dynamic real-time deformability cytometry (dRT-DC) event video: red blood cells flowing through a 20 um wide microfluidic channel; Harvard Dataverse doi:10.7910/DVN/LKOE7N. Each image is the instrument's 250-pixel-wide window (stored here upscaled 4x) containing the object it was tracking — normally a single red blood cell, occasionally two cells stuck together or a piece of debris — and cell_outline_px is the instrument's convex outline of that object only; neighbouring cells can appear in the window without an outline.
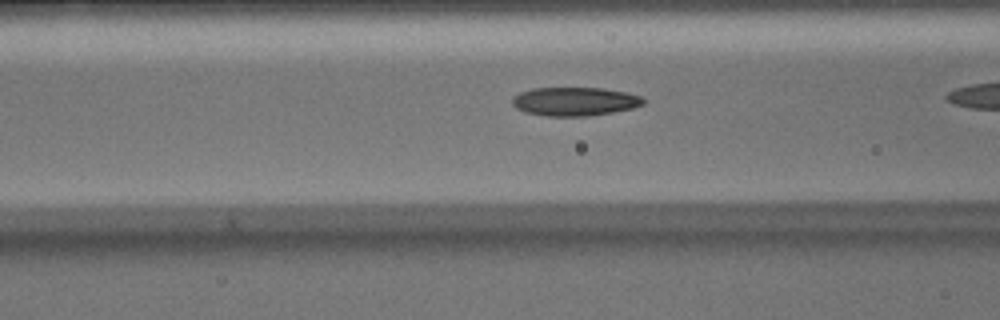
{"species": "Egyptian fruit bat (a non-hibernating species)", "species_latin": "Rousettus aegyptiacus", "temperature_condition": "warm", "stored_images_in_passage": 34, "camera_frame_rate_fps": 3000, "um_per_image_px": 0.085, "animal": {"sex": "male"}, "frame": {"image": 1, "passage_image": 15, "time_ms": 4.667, "image_size_px": [1000, 320], "cell_outline_px": [[644, 104], [632, 108], [612, 112], [588, 116], [548, 116], [524, 112], [516, 108], [512, 104], [512, 96], [520, 92], [532, 88], [604, 88], [624, 92], [640, 96], [644, 100]], "centroid_in_image_um": [48.81, 8.62], "position_along_channel_um": 117.8, "area_um2": 21.85}}
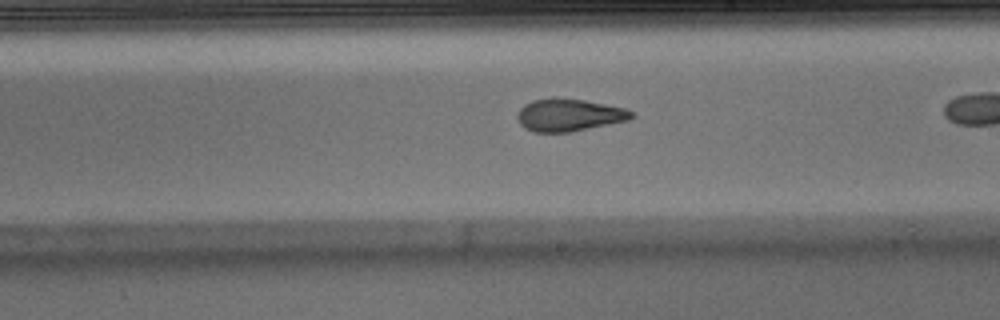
{"frame": {"image": 2, "passage_image": 24, "time_ms": 7.667, "image_size_px": [1000, 320], "cell_outline_px": [[636, 116], [628, 120], [572, 132], [532, 132], [524, 128], [520, 124], [516, 116], [520, 108], [524, 104], [532, 100], [552, 96], [556, 96], [584, 100], [624, 108], [632, 112]], "centroid_in_image_um": [48.32, 9.76], "position_along_channel_um": 240.7, "area_um2": 21.91}}
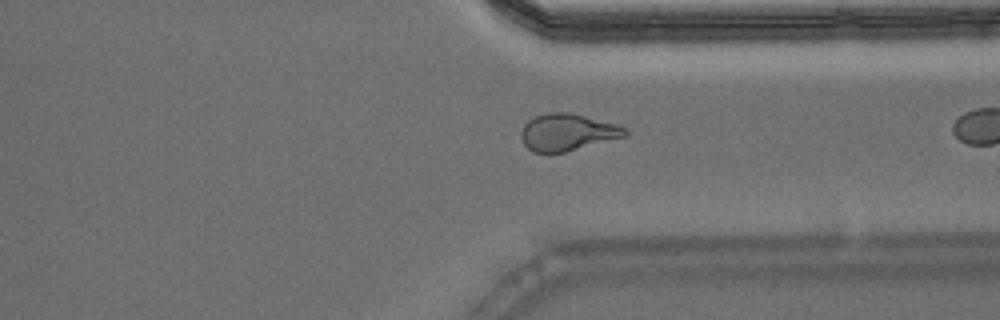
{"frame": {"image": 3, "passage_image": 33, "time_ms": 10.667, "image_size_px": [1000, 320], "cell_outline_px": [[628, 132], [624, 136], [564, 152], [532, 152], [524, 144], [520, 136], [520, 132], [524, 124], [528, 120], [536, 116], [548, 112], [568, 112], [616, 124], [624, 128]], "centroid_in_image_um": [48.16, 11.23], "position_along_channel_um": 363.2, "area_um2": 21.96}}